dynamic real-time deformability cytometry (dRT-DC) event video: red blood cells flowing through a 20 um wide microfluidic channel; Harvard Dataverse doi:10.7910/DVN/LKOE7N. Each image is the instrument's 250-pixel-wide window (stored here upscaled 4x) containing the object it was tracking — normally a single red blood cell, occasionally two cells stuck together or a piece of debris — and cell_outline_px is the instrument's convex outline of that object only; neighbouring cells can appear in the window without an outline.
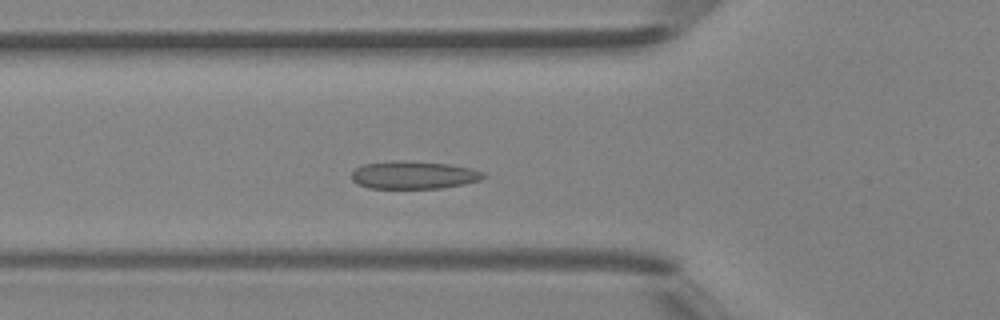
{"species": "Egyptian fruit bat (a non-hibernating species)", "species_latin": "Rousettus aegyptiacus", "temperature_condition": "room temperature", "stored_images_in_passage": 35, "camera_frame_rate_fps": 3000, "um_per_image_px": 0.085, "animal": {"sex": "female"}, "frame": {"image": 1, "passage_image": 4, "time_ms": 1.0, "image_size_px": [1000, 320], "cell_outline_px": [[484, 176], [480, 180], [464, 184], [440, 188], [368, 188], [356, 184], [352, 180], [352, 172], [356, 168], [364, 164], [392, 160], [404, 160], [448, 164], [472, 168], [484, 172]], "centroid_in_image_um": [35.14, 14.87], "position_along_channel_um": 90.7, "area_um2": 21.44}}
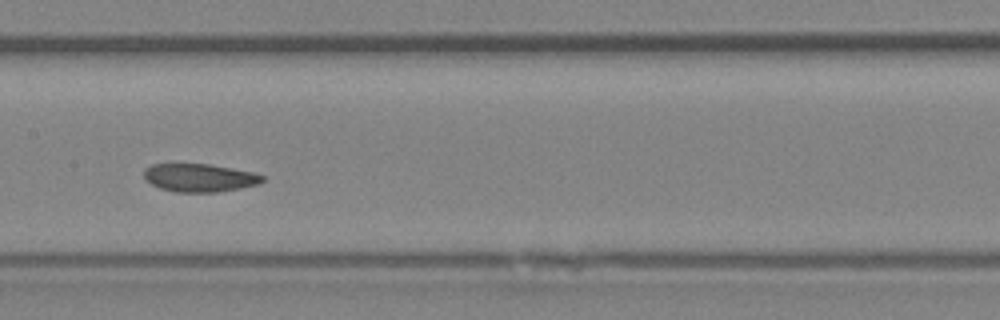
{"frame": {"image": 2, "passage_image": 11, "time_ms": 3.333, "image_size_px": [1000, 320], "cell_outline_px": [[264, 180], [256, 184], [240, 188], [216, 192], [176, 192], [160, 188], [144, 180], [144, 168], [152, 164], [208, 164], [232, 168], [252, 172], [264, 176]], "centroid_in_image_um": [16.92, 15.1], "position_along_channel_um": 190.5, "area_um2": 19.31}}
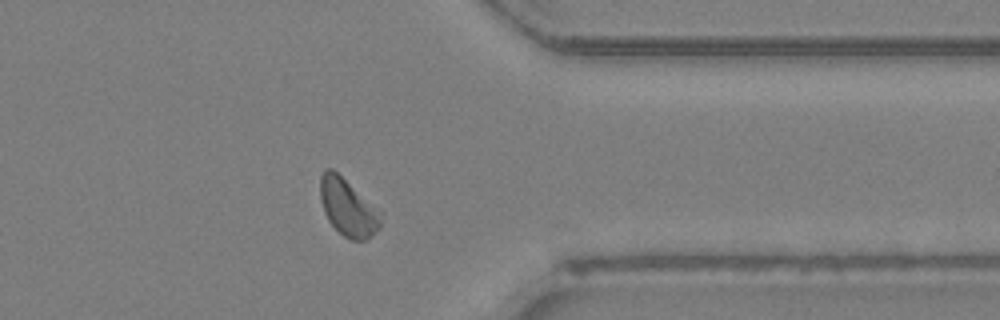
{"frame": {"image": 3, "passage_image": 25, "time_ms": 8.0, "image_size_px": [1000, 320], "cell_outline_px": [[380, 228], [372, 236], [364, 240], [352, 240], [344, 236], [328, 220], [324, 212], [320, 200], [320, 176], [324, 168], [332, 168], [380, 212]], "centroid_in_image_um": [29.53, 17.64], "position_along_channel_um": 381.9, "area_um2": 19.71}, "authors_computed_cell_mechanics": {"area_um2": 19.941, "velocity_mm_per_s": 4.2987, "shape_relaxation_time_tau1_ms": 8.3786, "shape_relaxation_time_tau2_ms": 3.1862, "deformation_change_tau1": 0.1877, "deformation_change_tau2": 0.0997}}